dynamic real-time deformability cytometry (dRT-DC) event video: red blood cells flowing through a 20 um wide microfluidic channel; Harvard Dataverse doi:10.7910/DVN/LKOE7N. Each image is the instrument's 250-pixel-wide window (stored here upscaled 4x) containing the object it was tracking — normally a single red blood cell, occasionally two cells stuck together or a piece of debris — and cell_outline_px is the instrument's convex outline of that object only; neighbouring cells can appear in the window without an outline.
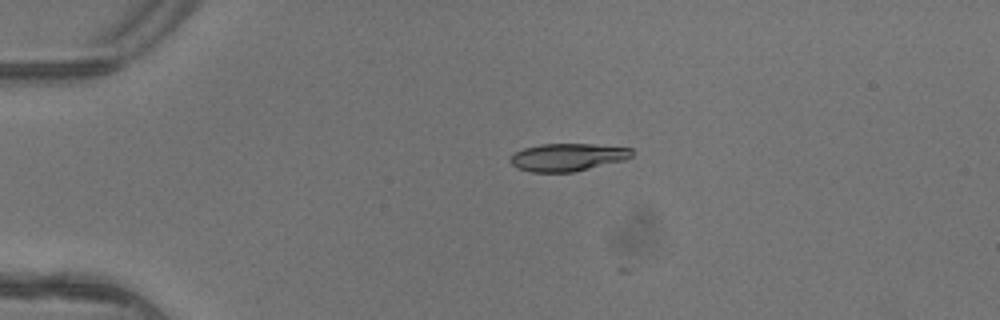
{"species": "common noctule bat (a hibernating species)", "species_latin": "Nyctalus noctula", "temperature_condition": "warm", "stored_images_in_passage": 2, "camera_frame_rate_fps": 3000, "um_per_image_px": 0.085, "animal": {"sex": "female"}, "frame": {"image": 1, "passage_image": 1, "time_ms": 0.0, "image_size_px": [1000, 320], "cell_outline_px": [[636, 152], [632, 156], [624, 160], [572, 172], [532, 172], [516, 168], [508, 160], [516, 152], [524, 148], [540, 144], [592, 144], [632, 148]], "centroid_in_image_um": [48.26, 13.36], "position_along_channel_um": 36.7, "area_um2": 19.59}}